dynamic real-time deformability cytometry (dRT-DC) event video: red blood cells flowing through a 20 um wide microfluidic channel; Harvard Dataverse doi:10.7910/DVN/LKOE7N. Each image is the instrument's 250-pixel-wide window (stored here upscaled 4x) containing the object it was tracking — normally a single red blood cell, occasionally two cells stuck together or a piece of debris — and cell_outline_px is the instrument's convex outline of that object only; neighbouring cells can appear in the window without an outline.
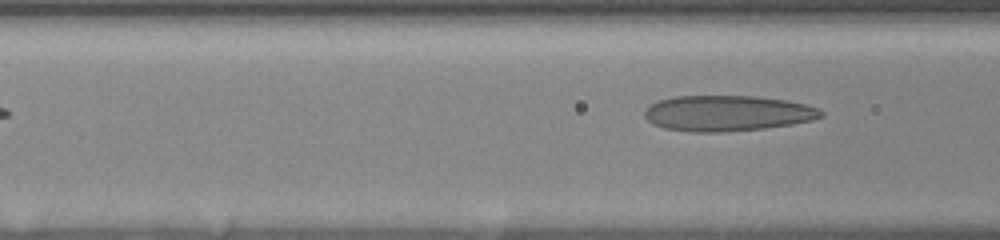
{"species": "human", "species_latin": "Homo sapiens", "temperature_condition": "room temperature", "stored_images_in_passage": 7, "segment_of_instrument_passage": [2, 2], "camera_frame_rate_fps": 3000, "um_per_image_px": 0.085, "donor": {"sex": "female"}, "frame": {"image": 1, "passage_image": 7, "time_ms": 5.333, "image_size_px": [1000, 240], "cell_outline_px": [[824, 116], [812, 120], [792, 124], [764, 128], [716, 132], [692, 132], [664, 128], [652, 124], [644, 116], [644, 112], [656, 100], [672, 96], [752, 96], [784, 100], [804, 104], [820, 108], [824, 112]], "centroid_in_image_um": [61.81, 9.62], "position_along_channel_um": 104.8, "area_um2": 36.65}}